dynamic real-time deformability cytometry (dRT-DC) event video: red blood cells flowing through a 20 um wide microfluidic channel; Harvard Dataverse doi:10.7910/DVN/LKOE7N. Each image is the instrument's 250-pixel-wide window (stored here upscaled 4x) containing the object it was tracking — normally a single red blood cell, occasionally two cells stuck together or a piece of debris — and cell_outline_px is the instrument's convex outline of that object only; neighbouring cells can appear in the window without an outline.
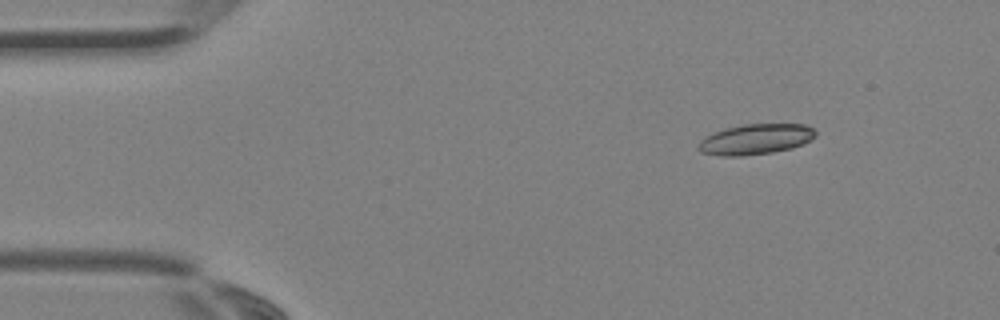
{"species": "Egyptian fruit bat (a non-hibernating species)", "species_latin": "Rousettus aegyptiacus", "temperature_condition": "room temperature", "stored_images_in_passage": 2, "camera_frame_rate_fps": 3000, "um_per_image_px": 0.085, "animal": {"sex": "female"}, "frame": {"image": 1, "passage_image": 1, "time_ms": 0.0, "image_size_px": [1000, 320], "cell_outline_px": [[816, 136], [804, 144], [792, 148], [772, 152], [740, 156], [724, 156], [700, 152], [696, 148], [700, 140], [724, 128], [744, 124], [804, 124], [812, 128], [816, 132]], "centroid_in_image_um": [64.23, 11.83], "position_along_channel_um": 20.8, "area_um2": 20.75}}